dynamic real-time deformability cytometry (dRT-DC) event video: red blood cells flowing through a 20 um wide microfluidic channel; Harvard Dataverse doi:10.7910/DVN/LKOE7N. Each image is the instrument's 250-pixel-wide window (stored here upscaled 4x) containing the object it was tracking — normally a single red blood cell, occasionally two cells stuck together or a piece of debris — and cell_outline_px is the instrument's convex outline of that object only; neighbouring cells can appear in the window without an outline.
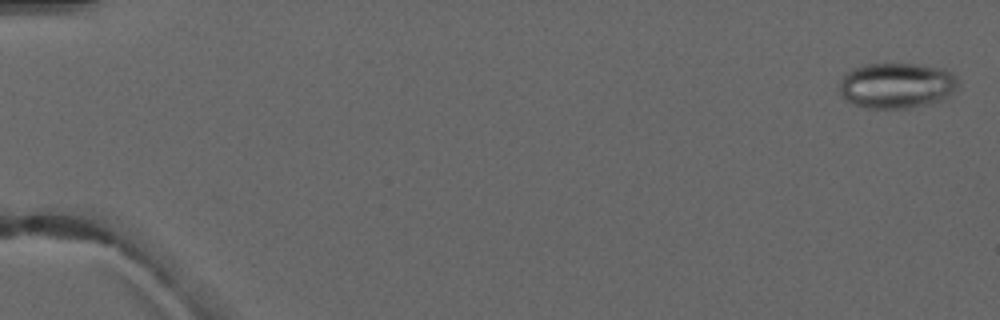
{"species": "common noctule bat (a hibernating species)", "species_latin": "Nyctalus noctula", "temperature_condition": "warm", "stored_images_in_passage": 6, "segment_of_instrument_passage": [2, 2], "camera_frame_rate_fps": 3000, "um_per_image_px": 0.085, "animal": {"sex": "male", "forearm_length_mm": 52.5}, "frame": {"image": 1, "passage_image": 6, "time_ms": 6.0, "image_size_px": [1000, 320], "cell_outline_px": [[960, 80], [952, 96], [944, 100], [912, 108], [864, 108], [852, 104], [840, 96], [840, 80], [852, 68], [868, 64], [916, 64], [944, 68], [952, 72]], "centroid_in_image_um": [76.26, 7.28], "position_along_channel_um": 8.7, "area_um2": 32.08}}